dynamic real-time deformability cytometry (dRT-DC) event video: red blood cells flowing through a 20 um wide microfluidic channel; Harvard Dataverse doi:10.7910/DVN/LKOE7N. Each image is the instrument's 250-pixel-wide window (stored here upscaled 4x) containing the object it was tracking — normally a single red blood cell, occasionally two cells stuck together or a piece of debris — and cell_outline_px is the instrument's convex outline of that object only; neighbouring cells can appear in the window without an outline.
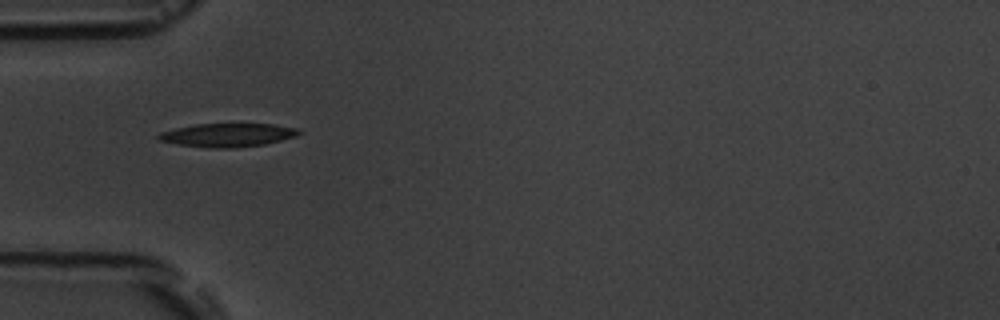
{"species": "common noctule bat (a hibernating species)", "species_latin": "Nyctalus noctula", "temperature_condition": "room temperature", "stored_images_in_passage": 5, "camera_frame_rate_fps": 3000, "um_per_image_px": 0.085, "animal": {"sex": "male", "body_mass_g": 19.5, "forearm_length_mm": 54.6}, "frame": {"image": 1, "passage_image": 1, "time_ms": 0.0, "image_size_px": [1000, 320], "cell_outline_px": [[300, 132], [296, 136], [264, 144], [232, 148], [212, 148], [180, 144], [156, 140], [156, 136], [160, 132], [176, 128], [196, 124], [240, 120], [272, 124], [300, 128]], "centroid_in_image_um": [19.38, 11.42], "position_along_channel_um": 65.6, "area_um2": 20.17}}
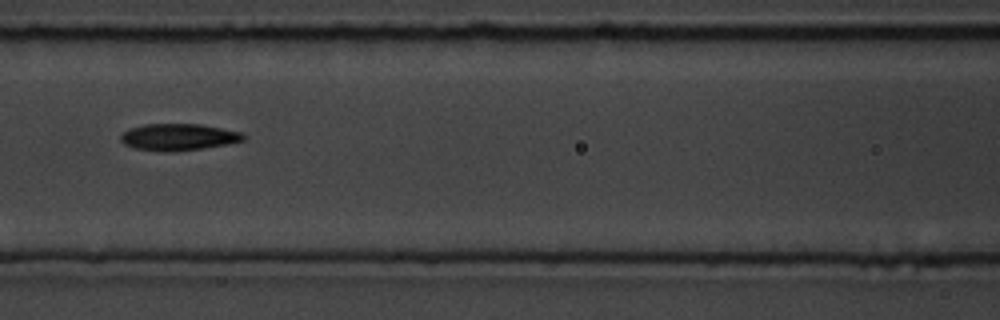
{"frame": {"image": 2, "passage_image": 3, "time_ms": 2.333, "image_size_px": [1000, 320], "cell_outline_px": [[248, 136], [244, 140], [228, 144], [176, 152], [172, 152], [136, 148], [124, 144], [120, 140], [120, 136], [128, 128], [144, 124], [200, 124], [240, 132]], "centroid_in_image_um": [15.17, 11.64], "position_along_channel_um": 151.4, "area_um2": 19.07}}
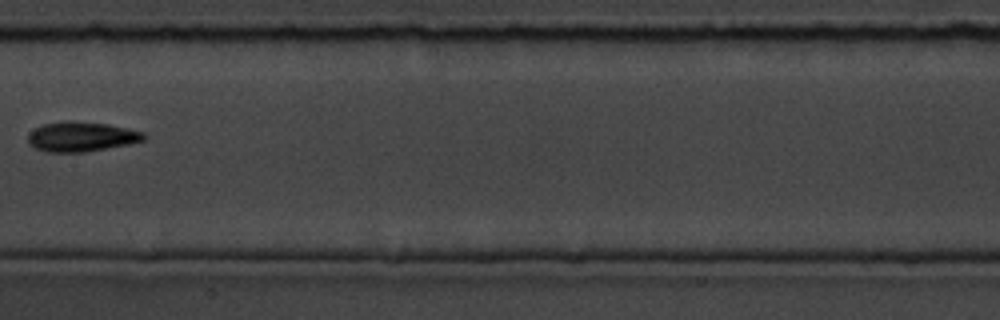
{"frame": {"image": 3, "passage_image": 4, "time_ms": 3.667, "image_size_px": [1000, 320], "cell_outline_px": [[148, 136], [144, 140], [128, 144], [88, 152], [44, 152], [28, 144], [28, 136], [36, 128], [44, 124], [68, 120], [108, 124], [128, 128], [144, 132]], "centroid_in_image_um": [6.94, 11.62], "position_along_channel_um": 200.5, "area_um2": 20.17}}